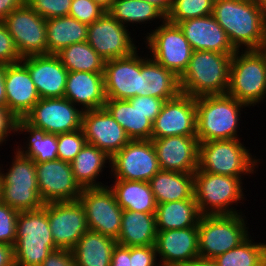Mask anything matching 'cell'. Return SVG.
<instances>
[{"mask_svg":"<svg viewBox=\"0 0 266 266\" xmlns=\"http://www.w3.org/2000/svg\"><path fill=\"white\" fill-rule=\"evenodd\" d=\"M212 15L236 50L266 48V10L252 0H214Z\"/></svg>","mask_w":266,"mask_h":266,"instance_id":"obj_1","label":"cell"},{"mask_svg":"<svg viewBox=\"0 0 266 266\" xmlns=\"http://www.w3.org/2000/svg\"><path fill=\"white\" fill-rule=\"evenodd\" d=\"M246 107L249 108L228 94L196 97L199 143L241 139L238 137V130H240V121H243L241 112Z\"/></svg>","mask_w":266,"mask_h":266,"instance_id":"obj_2","label":"cell"},{"mask_svg":"<svg viewBox=\"0 0 266 266\" xmlns=\"http://www.w3.org/2000/svg\"><path fill=\"white\" fill-rule=\"evenodd\" d=\"M233 54L193 51L188 68L180 77L181 93L195 98L227 94Z\"/></svg>","mask_w":266,"mask_h":266,"instance_id":"obj_3","label":"cell"},{"mask_svg":"<svg viewBox=\"0 0 266 266\" xmlns=\"http://www.w3.org/2000/svg\"><path fill=\"white\" fill-rule=\"evenodd\" d=\"M13 250L15 266H40L52 251L57 250L44 206L19 211Z\"/></svg>","mask_w":266,"mask_h":266,"instance_id":"obj_4","label":"cell"},{"mask_svg":"<svg viewBox=\"0 0 266 266\" xmlns=\"http://www.w3.org/2000/svg\"><path fill=\"white\" fill-rule=\"evenodd\" d=\"M227 94L249 108L266 99V48L237 50L231 58Z\"/></svg>","mask_w":266,"mask_h":266,"instance_id":"obj_5","label":"cell"},{"mask_svg":"<svg viewBox=\"0 0 266 266\" xmlns=\"http://www.w3.org/2000/svg\"><path fill=\"white\" fill-rule=\"evenodd\" d=\"M241 140L228 139L199 143L197 170L238 177L242 180L247 178L245 176L251 177L250 174L253 175L258 171L260 158L252 155L250 148L246 147L244 142L241 143Z\"/></svg>","mask_w":266,"mask_h":266,"instance_id":"obj_6","label":"cell"},{"mask_svg":"<svg viewBox=\"0 0 266 266\" xmlns=\"http://www.w3.org/2000/svg\"><path fill=\"white\" fill-rule=\"evenodd\" d=\"M241 178L197 170L194 173V198L201 215H234L246 195ZM244 189V190H243ZM241 201V202H240ZM233 204L235 207H233Z\"/></svg>","mask_w":266,"mask_h":266,"instance_id":"obj_7","label":"cell"},{"mask_svg":"<svg viewBox=\"0 0 266 266\" xmlns=\"http://www.w3.org/2000/svg\"><path fill=\"white\" fill-rule=\"evenodd\" d=\"M4 168L0 164V200L18 211L42 208L45 203L37 185L35 162L14 151L12 163L5 172Z\"/></svg>","mask_w":266,"mask_h":266,"instance_id":"obj_8","label":"cell"},{"mask_svg":"<svg viewBox=\"0 0 266 266\" xmlns=\"http://www.w3.org/2000/svg\"><path fill=\"white\" fill-rule=\"evenodd\" d=\"M245 213L201 215L198 222L199 258L214 259L245 241L251 234Z\"/></svg>","mask_w":266,"mask_h":266,"instance_id":"obj_9","label":"cell"},{"mask_svg":"<svg viewBox=\"0 0 266 266\" xmlns=\"http://www.w3.org/2000/svg\"><path fill=\"white\" fill-rule=\"evenodd\" d=\"M144 36L146 52L161 66L174 72L179 78L187 70L193 49L178 24L166 19Z\"/></svg>","mask_w":266,"mask_h":266,"instance_id":"obj_10","label":"cell"},{"mask_svg":"<svg viewBox=\"0 0 266 266\" xmlns=\"http://www.w3.org/2000/svg\"><path fill=\"white\" fill-rule=\"evenodd\" d=\"M110 168V179L149 182L160 170L152 140H130L111 157Z\"/></svg>","mask_w":266,"mask_h":266,"instance_id":"obj_11","label":"cell"},{"mask_svg":"<svg viewBox=\"0 0 266 266\" xmlns=\"http://www.w3.org/2000/svg\"><path fill=\"white\" fill-rule=\"evenodd\" d=\"M3 21L21 58L47 54L46 19L26 2Z\"/></svg>","mask_w":266,"mask_h":266,"instance_id":"obj_12","label":"cell"},{"mask_svg":"<svg viewBox=\"0 0 266 266\" xmlns=\"http://www.w3.org/2000/svg\"><path fill=\"white\" fill-rule=\"evenodd\" d=\"M79 200L85 209L88 229L117 239L123 209L109 186L85 188Z\"/></svg>","mask_w":266,"mask_h":266,"instance_id":"obj_13","label":"cell"},{"mask_svg":"<svg viewBox=\"0 0 266 266\" xmlns=\"http://www.w3.org/2000/svg\"><path fill=\"white\" fill-rule=\"evenodd\" d=\"M128 28L106 11L88 25L87 42L104 60L127 57L139 48Z\"/></svg>","mask_w":266,"mask_h":266,"instance_id":"obj_14","label":"cell"},{"mask_svg":"<svg viewBox=\"0 0 266 266\" xmlns=\"http://www.w3.org/2000/svg\"><path fill=\"white\" fill-rule=\"evenodd\" d=\"M84 111L64 97L40 99L24 117L47 133L61 134L81 129Z\"/></svg>","mask_w":266,"mask_h":266,"instance_id":"obj_15","label":"cell"},{"mask_svg":"<svg viewBox=\"0 0 266 266\" xmlns=\"http://www.w3.org/2000/svg\"><path fill=\"white\" fill-rule=\"evenodd\" d=\"M44 207L55 247L71 251L89 230L83 204L76 200L46 203Z\"/></svg>","mask_w":266,"mask_h":266,"instance_id":"obj_16","label":"cell"},{"mask_svg":"<svg viewBox=\"0 0 266 266\" xmlns=\"http://www.w3.org/2000/svg\"><path fill=\"white\" fill-rule=\"evenodd\" d=\"M197 136L196 98L180 93L166 100L152 124L151 139Z\"/></svg>","mask_w":266,"mask_h":266,"instance_id":"obj_17","label":"cell"},{"mask_svg":"<svg viewBox=\"0 0 266 266\" xmlns=\"http://www.w3.org/2000/svg\"><path fill=\"white\" fill-rule=\"evenodd\" d=\"M105 61L104 85L107 99L128 100L141 96L142 51ZM140 55V56H139Z\"/></svg>","mask_w":266,"mask_h":266,"instance_id":"obj_18","label":"cell"},{"mask_svg":"<svg viewBox=\"0 0 266 266\" xmlns=\"http://www.w3.org/2000/svg\"><path fill=\"white\" fill-rule=\"evenodd\" d=\"M37 185L43 202L76 201L82 188L75 180L71 163L60 159L35 163Z\"/></svg>","mask_w":266,"mask_h":266,"instance_id":"obj_19","label":"cell"},{"mask_svg":"<svg viewBox=\"0 0 266 266\" xmlns=\"http://www.w3.org/2000/svg\"><path fill=\"white\" fill-rule=\"evenodd\" d=\"M81 129L86 142L98 147L110 158L130 141L126 131L105 108L84 111Z\"/></svg>","mask_w":266,"mask_h":266,"instance_id":"obj_20","label":"cell"},{"mask_svg":"<svg viewBox=\"0 0 266 266\" xmlns=\"http://www.w3.org/2000/svg\"><path fill=\"white\" fill-rule=\"evenodd\" d=\"M160 170L195 173L198 169L197 136H171L151 139Z\"/></svg>","mask_w":266,"mask_h":266,"instance_id":"obj_21","label":"cell"},{"mask_svg":"<svg viewBox=\"0 0 266 266\" xmlns=\"http://www.w3.org/2000/svg\"><path fill=\"white\" fill-rule=\"evenodd\" d=\"M155 247L160 266H179L197 259L198 227L158 231Z\"/></svg>","mask_w":266,"mask_h":266,"instance_id":"obj_22","label":"cell"},{"mask_svg":"<svg viewBox=\"0 0 266 266\" xmlns=\"http://www.w3.org/2000/svg\"><path fill=\"white\" fill-rule=\"evenodd\" d=\"M21 62L27 67L41 99L64 97L68 70L57 55L27 56Z\"/></svg>","mask_w":266,"mask_h":266,"instance_id":"obj_23","label":"cell"},{"mask_svg":"<svg viewBox=\"0 0 266 266\" xmlns=\"http://www.w3.org/2000/svg\"><path fill=\"white\" fill-rule=\"evenodd\" d=\"M6 106L24 118L41 99L27 67L20 61L5 65Z\"/></svg>","mask_w":266,"mask_h":266,"instance_id":"obj_24","label":"cell"},{"mask_svg":"<svg viewBox=\"0 0 266 266\" xmlns=\"http://www.w3.org/2000/svg\"><path fill=\"white\" fill-rule=\"evenodd\" d=\"M193 51L207 50L219 53H235L226 32L213 15L191 18L178 23Z\"/></svg>","mask_w":266,"mask_h":266,"instance_id":"obj_25","label":"cell"},{"mask_svg":"<svg viewBox=\"0 0 266 266\" xmlns=\"http://www.w3.org/2000/svg\"><path fill=\"white\" fill-rule=\"evenodd\" d=\"M64 98L83 111L104 108V73L68 72Z\"/></svg>","mask_w":266,"mask_h":266,"instance_id":"obj_26","label":"cell"},{"mask_svg":"<svg viewBox=\"0 0 266 266\" xmlns=\"http://www.w3.org/2000/svg\"><path fill=\"white\" fill-rule=\"evenodd\" d=\"M148 56V52L142 56L141 96L169 100L179 95L181 93L180 78Z\"/></svg>","mask_w":266,"mask_h":266,"instance_id":"obj_27","label":"cell"},{"mask_svg":"<svg viewBox=\"0 0 266 266\" xmlns=\"http://www.w3.org/2000/svg\"><path fill=\"white\" fill-rule=\"evenodd\" d=\"M157 232L155 213L123 210L116 241L128 247L155 245Z\"/></svg>","mask_w":266,"mask_h":266,"instance_id":"obj_28","label":"cell"},{"mask_svg":"<svg viewBox=\"0 0 266 266\" xmlns=\"http://www.w3.org/2000/svg\"><path fill=\"white\" fill-rule=\"evenodd\" d=\"M106 164L110 167L111 158L98 147L87 143L72 160L71 167L75 180L82 189L99 188L108 184L97 181L104 169L109 168Z\"/></svg>","mask_w":266,"mask_h":266,"instance_id":"obj_29","label":"cell"},{"mask_svg":"<svg viewBox=\"0 0 266 266\" xmlns=\"http://www.w3.org/2000/svg\"><path fill=\"white\" fill-rule=\"evenodd\" d=\"M24 134L27 140L13 149L19 154L31 158L35 163L58 159L57 135L29 124L24 118L17 123V134ZM27 135V137H26ZM29 135V136H28Z\"/></svg>","mask_w":266,"mask_h":266,"instance_id":"obj_30","label":"cell"},{"mask_svg":"<svg viewBox=\"0 0 266 266\" xmlns=\"http://www.w3.org/2000/svg\"><path fill=\"white\" fill-rule=\"evenodd\" d=\"M116 239L88 230L72 248L75 266H110Z\"/></svg>","mask_w":266,"mask_h":266,"instance_id":"obj_31","label":"cell"},{"mask_svg":"<svg viewBox=\"0 0 266 266\" xmlns=\"http://www.w3.org/2000/svg\"><path fill=\"white\" fill-rule=\"evenodd\" d=\"M156 204L194 198V173L159 170L149 181Z\"/></svg>","mask_w":266,"mask_h":266,"instance_id":"obj_32","label":"cell"},{"mask_svg":"<svg viewBox=\"0 0 266 266\" xmlns=\"http://www.w3.org/2000/svg\"><path fill=\"white\" fill-rule=\"evenodd\" d=\"M88 25L71 16L46 19L47 54H57L71 44L87 41Z\"/></svg>","mask_w":266,"mask_h":266,"instance_id":"obj_33","label":"cell"},{"mask_svg":"<svg viewBox=\"0 0 266 266\" xmlns=\"http://www.w3.org/2000/svg\"><path fill=\"white\" fill-rule=\"evenodd\" d=\"M108 185L123 210L155 213L156 201L149 182L112 180Z\"/></svg>","mask_w":266,"mask_h":266,"instance_id":"obj_34","label":"cell"},{"mask_svg":"<svg viewBox=\"0 0 266 266\" xmlns=\"http://www.w3.org/2000/svg\"><path fill=\"white\" fill-rule=\"evenodd\" d=\"M200 217L195 199L157 204L155 212L157 231L198 227Z\"/></svg>","mask_w":266,"mask_h":266,"instance_id":"obj_35","label":"cell"},{"mask_svg":"<svg viewBox=\"0 0 266 266\" xmlns=\"http://www.w3.org/2000/svg\"><path fill=\"white\" fill-rule=\"evenodd\" d=\"M104 108L126 131L130 140H151L153 123L128 100L107 99Z\"/></svg>","mask_w":266,"mask_h":266,"instance_id":"obj_36","label":"cell"},{"mask_svg":"<svg viewBox=\"0 0 266 266\" xmlns=\"http://www.w3.org/2000/svg\"><path fill=\"white\" fill-rule=\"evenodd\" d=\"M107 12L126 27L130 25L137 27L138 23L146 26L155 23L156 20L158 25L166 19L154 5L144 0H114Z\"/></svg>","mask_w":266,"mask_h":266,"instance_id":"obj_37","label":"cell"},{"mask_svg":"<svg viewBox=\"0 0 266 266\" xmlns=\"http://www.w3.org/2000/svg\"><path fill=\"white\" fill-rule=\"evenodd\" d=\"M68 72L104 73L105 61L87 41L71 44L56 54Z\"/></svg>","mask_w":266,"mask_h":266,"instance_id":"obj_38","label":"cell"},{"mask_svg":"<svg viewBox=\"0 0 266 266\" xmlns=\"http://www.w3.org/2000/svg\"><path fill=\"white\" fill-rule=\"evenodd\" d=\"M250 235L237 247L212 259L216 266H266V242H253Z\"/></svg>","mask_w":266,"mask_h":266,"instance_id":"obj_39","label":"cell"},{"mask_svg":"<svg viewBox=\"0 0 266 266\" xmlns=\"http://www.w3.org/2000/svg\"><path fill=\"white\" fill-rule=\"evenodd\" d=\"M213 3L214 0H172L166 20L178 24L187 19L211 15Z\"/></svg>","mask_w":266,"mask_h":266,"instance_id":"obj_40","label":"cell"},{"mask_svg":"<svg viewBox=\"0 0 266 266\" xmlns=\"http://www.w3.org/2000/svg\"><path fill=\"white\" fill-rule=\"evenodd\" d=\"M58 159L71 163L87 144L82 129L57 134Z\"/></svg>","mask_w":266,"mask_h":266,"instance_id":"obj_41","label":"cell"},{"mask_svg":"<svg viewBox=\"0 0 266 266\" xmlns=\"http://www.w3.org/2000/svg\"><path fill=\"white\" fill-rule=\"evenodd\" d=\"M25 2L45 19L68 16L72 0H25Z\"/></svg>","mask_w":266,"mask_h":266,"instance_id":"obj_42","label":"cell"},{"mask_svg":"<svg viewBox=\"0 0 266 266\" xmlns=\"http://www.w3.org/2000/svg\"><path fill=\"white\" fill-rule=\"evenodd\" d=\"M18 213L0 200V243L15 245Z\"/></svg>","mask_w":266,"mask_h":266,"instance_id":"obj_43","label":"cell"},{"mask_svg":"<svg viewBox=\"0 0 266 266\" xmlns=\"http://www.w3.org/2000/svg\"><path fill=\"white\" fill-rule=\"evenodd\" d=\"M106 10L92 0H72L69 16L81 23L90 25L99 19Z\"/></svg>","mask_w":266,"mask_h":266,"instance_id":"obj_44","label":"cell"},{"mask_svg":"<svg viewBox=\"0 0 266 266\" xmlns=\"http://www.w3.org/2000/svg\"><path fill=\"white\" fill-rule=\"evenodd\" d=\"M21 59L4 21L0 20V63L8 65L20 62Z\"/></svg>","mask_w":266,"mask_h":266,"instance_id":"obj_45","label":"cell"},{"mask_svg":"<svg viewBox=\"0 0 266 266\" xmlns=\"http://www.w3.org/2000/svg\"><path fill=\"white\" fill-rule=\"evenodd\" d=\"M128 101L153 123L166 100L151 96H136L128 99Z\"/></svg>","mask_w":266,"mask_h":266,"instance_id":"obj_46","label":"cell"},{"mask_svg":"<svg viewBox=\"0 0 266 266\" xmlns=\"http://www.w3.org/2000/svg\"><path fill=\"white\" fill-rule=\"evenodd\" d=\"M130 264L131 266H160L155 245L130 247Z\"/></svg>","mask_w":266,"mask_h":266,"instance_id":"obj_47","label":"cell"},{"mask_svg":"<svg viewBox=\"0 0 266 266\" xmlns=\"http://www.w3.org/2000/svg\"><path fill=\"white\" fill-rule=\"evenodd\" d=\"M19 119L7 106L0 105V146L6 144L11 134L17 135V123Z\"/></svg>","mask_w":266,"mask_h":266,"instance_id":"obj_48","label":"cell"},{"mask_svg":"<svg viewBox=\"0 0 266 266\" xmlns=\"http://www.w3.org/2000/svg\"><path fill=\"white\" fill-rule=\"evenodd\" d=\"M40 266H75L70 250L57 249L52 251Z\"/></svg>","mask_w":266,"mask_h":266,"instance_id":"obj_49","label":"cell"},{"mask_svg":"<svg viewBox=\"0 0 266 266\" xmlns=\"http://www.w3.org/2000/svg\"><path fill=\"white\" fill-rule=\"evenodd\" d=\"M110 266H131L130 247L116 244L111 254Z\"/></svg>","mask_w":266,"mask_h":266,"instance_id":"obj_50","label":"cell"},{"mask_svg":"<svg viewBox=\"0 0 266 266\" xmlns=\"http://www.w3.org/2000/svg\"><path fill=\"white\" fill-rule=\"evenodd\" d=\"M0 266H15L13 246L0 243Z\"/></svg>","mask_w":266,"mask_h":266,"instance_id":"obj_51","label":"cell"},{"mask_svg":"<svg viewBox=\"0 0 266 266\" xmlns=\"http://www.w3.org/2000/svg\"><path fill=\"white\" fill-rule=\"evenodd\" d=\"M25 0H0V20L3 21L13 10L20 7Z\"/></svg>","mask_w":266,"mask_h":266,"instance_id":"obj_52","label":"cell"},{"mask_svg":"<svg viewBox=\"0 0 266 266\" xmlns=\"http://www.w3.org/2000/svg\"><path fill=\"white\" fill-rule=\"evenodd\" d=\"M154 5L165 17L168 15L172 0H144Z\"/></svg>","mask_w":266,"mask_h":266,"instance_id":"obj_53","label":"cell"},{"mask_svg":"<svg viewBox=\"0 0 266 266\" xmlns=\"http://www.w3.org/2000/svg\"><path fill=\"white\" fill-rule=\"evenodd\" d=\"M0 105L6 106L5 64L0 63Z\"/></svg>","mask_w":266,"mask_h":266,"instance_id":"obj_54","label":"cell"},{"mask_svg":"<svg viewBox=\"0 0 266 266\" xmlns=\"http://www.w3.org/2000/svg\"><path fill=\"white\" fill-rule=\"evenodd\" d=\"M179 266H216V265L214 261L211 259L197 258Z\"/></svg>","mask_w":266,"mask_h":266,"instance_id":"obj_55","label":"cell"},{"mask_svg":"<svg viewBox=\"0 0 266 266\" xmlns=\"http://www.w3.org/2000/svg\"><path fill=\"white\" fill-rule=\"evenodd\" d=\"M92 1L99 4L102 8L108 11L111 8L114 0H92Z\"/></svg>","mask_w":266,"mask_h":266,"instance_id":"obj_56","label":"cell"},{"mask_svg":"<svg viewBox=\"0 0 266 266\" xmlns=\"http://www.w3.org/2000/svg\"><path fill=\"white\" fill-rule=\"evenodd\" d=\"M255 2L259 7L266 10V0H252Z\"/></svg>","mask_w":266,"mask_h":266,"instance_id":"obj_57","label":"cell"}]
</instances>
